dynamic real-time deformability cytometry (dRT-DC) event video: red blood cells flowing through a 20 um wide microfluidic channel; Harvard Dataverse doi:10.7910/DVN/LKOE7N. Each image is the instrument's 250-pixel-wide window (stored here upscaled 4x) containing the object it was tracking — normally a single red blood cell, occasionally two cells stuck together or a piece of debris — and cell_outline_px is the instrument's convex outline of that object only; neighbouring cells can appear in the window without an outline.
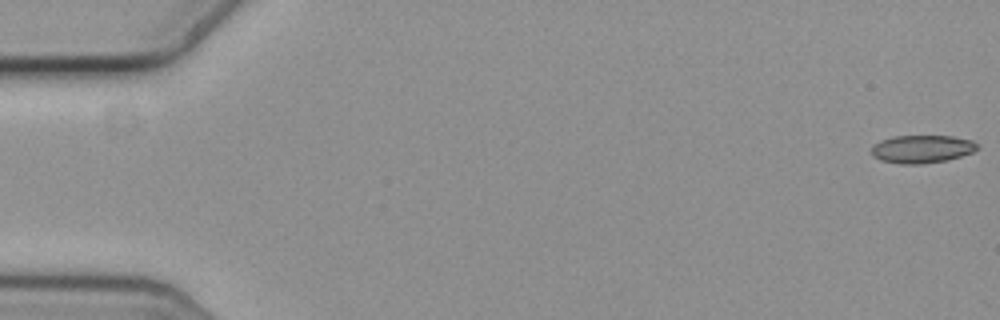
{"species": "common noctule bat (a hibernating species)", "species_latin": "Nyctalus noctula", "temperature_condition": "cold", "stored_images_in_passage": 58, "camera_frame_rate_fps": 3000, "um_per_image_px": 0.085, "animal": {"sex": "female", "body_mass_g": 19.3, "forearm_length_mm": 54.1}, "frame": {"image": 1, "passage_image": 1, "time_ms": 0.0, "image_size_px": [1000, 320], "cell_outline_px": [[980, 148], [972, 152], [948, 160], [920, 164], [900, 164], [880, 160], [872, 156], [872, 144], [880, 140], [892, 136], [952, 136], [972, 140]], "centroid_in_image_um": [78.33, 12.66], "position_along_channel_um": 6.7, "area_um2": 17.34}}
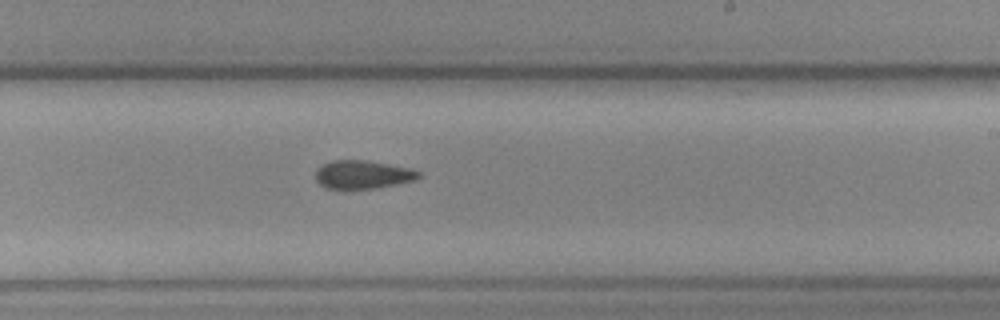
{"frame": {"image": 2, "passage_image": 35, "time_ms": 11.333, "image_size_px": [1000, 320], "cell_outline_px": [[420, 176], [416, 180], [376, 188], [324, 188], [316, 180], [316, 168], [332, 160], [368, 160], [412, 168], [420, 172]], "centroid_in_image_um": [30.85, 14.82], "position_along_channel_um": 258.2, "area_um2": 17.05}}
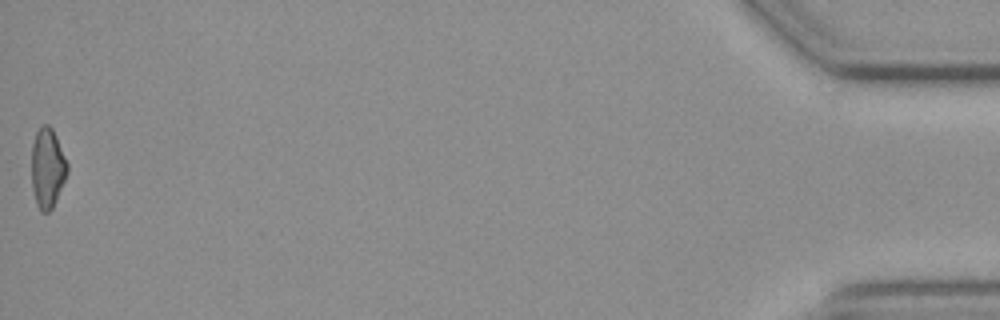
{"frame": {"image": 3, "passage_image": 58, "time_ms": 19.0, "image_size_px": [1000, 320], "cell_outline_px": [[68, 172], [56, 200], [52, 208], [48, 212], [40, 212], [36, 204], [32, 188], [32, 144], [36, 132], [44, 124], [48, 124], [52, 128], [56, 136], [68, 164]], "centroid_in_image_um": [4.03, 14.3], "position_along_channel_um": 431.2, "area_um2": 16.59}}